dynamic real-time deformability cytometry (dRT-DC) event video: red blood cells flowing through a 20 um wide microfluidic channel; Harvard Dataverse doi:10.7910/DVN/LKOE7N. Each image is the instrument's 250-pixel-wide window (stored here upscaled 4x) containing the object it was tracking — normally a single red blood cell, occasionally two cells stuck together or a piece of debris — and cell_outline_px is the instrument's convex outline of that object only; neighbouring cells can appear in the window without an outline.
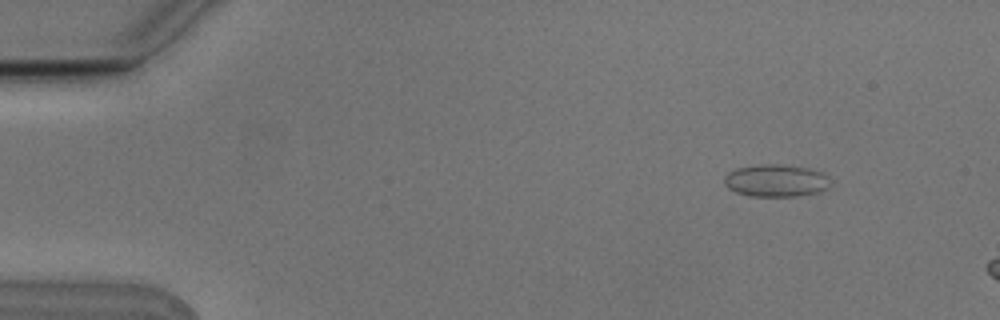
{"species": "Egyptian fruit bat (a non-hibernating species)", "species_latin": "Rousettus aegyptiacus", "temperature_condition": "cold", "stored_images_in_passage": 4, "camera_frame_rate_fps": 3000, "um_per_image_px": 0.085, "animal": {"sex": "male"}, "frame": {"image": 1, "passage_image": 2, "time_ms": 0.333, "image_size_px": [1000, 320], "cell_outline_px": [[828, 188], [820, 192], [796, 196], [752, 196], [736, 192], [728, 188], [724, 184], [724, 176], [728, 172], [736, 168], [764, 164], [784, 164], [808, 168], [824, 172], [828, 176]], "centroid_in_image_um": [65.96, 15.34], "position_along_channel_um": 19.0, "area_um2": 20.11}}